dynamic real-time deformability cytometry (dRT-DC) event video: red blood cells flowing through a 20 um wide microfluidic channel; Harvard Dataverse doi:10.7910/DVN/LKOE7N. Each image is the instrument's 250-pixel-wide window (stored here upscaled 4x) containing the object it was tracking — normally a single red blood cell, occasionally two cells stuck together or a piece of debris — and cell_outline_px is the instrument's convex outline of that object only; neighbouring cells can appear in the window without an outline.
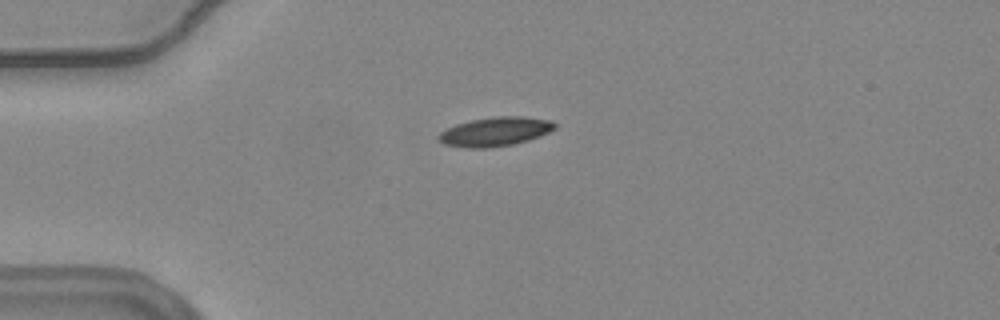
{"species": "common noctule bat (a hibernating species)", "species_latin": "Nyctalus noctula", "temperature_condition": "warm", "stored_images_in_passage": 42, "camera_frame_rate_fps": 3000, "um_per_image_px": 0.085, "animal": {"sex": "female", "body_mass_g": 24.6, "forearm_length_mm": 56.2}, "frame": {"image": 1, "passage_image": 1, "time_ms": 0.0, "image_size_px": [1000, 320], "cell_outline_px": [[556, 128], [540, 136], [528, 140], [512, 144], [488, 148], [468, 148], [444, 144], [436, 140], [436, 136], [440, 132], [456, 124], [472, 120], [496, 116], [524, 116], [552, 120], [556, 124]], "centroid_in_image_um": [42.08, 11.18], "position_along_channel_um": 42.9, "area_um2": 19.77}}
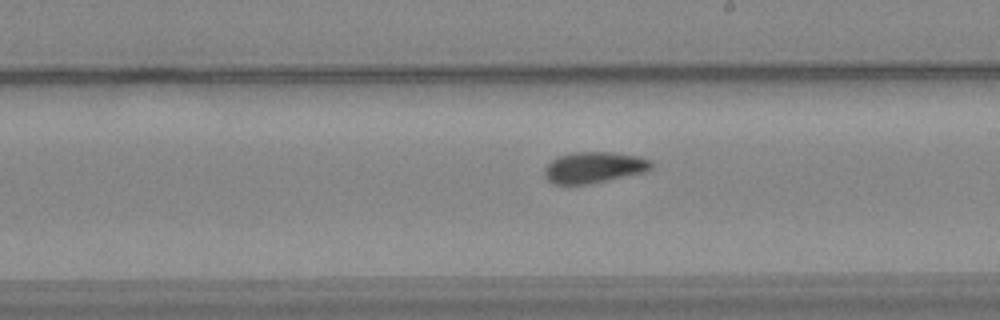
{"frame": {"image": 2, "passage_image": 19, "time_ms": 6.0, "image_size_px": [1000, 320], "cell_outline_px": [[652, 168], [648, 172], [588, 184], [552, 184], [544, 176], [544, 168], [556, 156], [572, 152], [612, 152], [636, 156], [652, 160]], "centroid_in_image_um": [50.49, 14.23], "position_along_channel_um": 238.5, "area_um2": 19.59}}
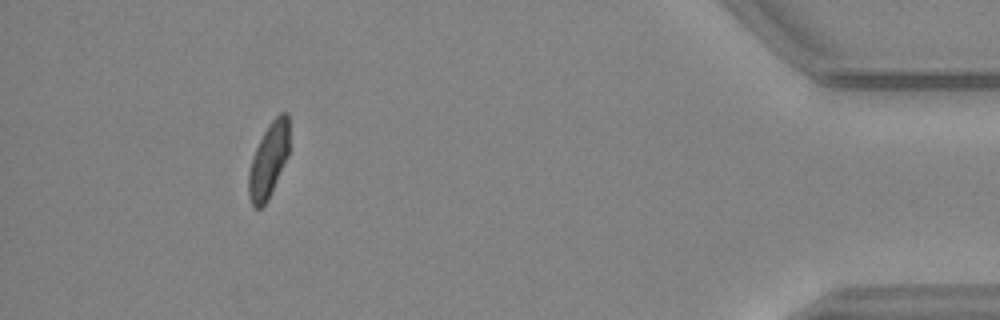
{"frame": {"image": 3, "passage_image": 38, "time_ms": 12.333, "image_size_px": [1000, 320], "cell_outline_px": [[288, 156], [268, 200], [260, 208], [256, 208], [252, 204], [248, 196], [248, 172], [252, 156], [264, 132], [272, 120], [280, 112], [288, 112]], "centroid_in_image_um": [22.82, 13.64], "position_along_channel_um": 412.4, "area_um2": 17.57}, "authors_computed_cell_mechanics": {"area_um2": 19.0162, "velocity_mm_per_s": 3.7048, "shape_relaxation_time_tau1_ms": 6.4006, "shape_relaxation_time_tau2_ms": 4.991, "deformation_change_tau1": 0.1693, "deformation_change_tau2": 0.0988}}